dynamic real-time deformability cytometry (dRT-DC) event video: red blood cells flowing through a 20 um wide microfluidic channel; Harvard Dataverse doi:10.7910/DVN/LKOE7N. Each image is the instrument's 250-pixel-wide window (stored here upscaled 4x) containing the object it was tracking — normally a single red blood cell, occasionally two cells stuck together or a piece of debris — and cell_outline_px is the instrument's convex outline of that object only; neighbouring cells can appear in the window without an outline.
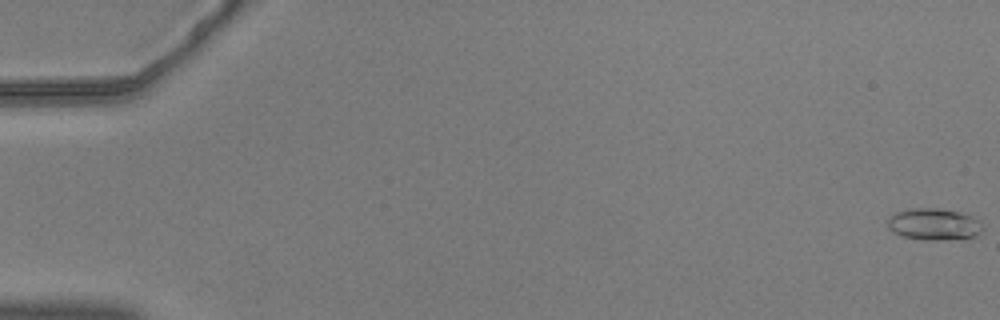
{"species": "common noctule bat (a hibernating species)", "species_latin": "Nyctalus noctula", "temperature_condition": "warm", "stored_images_in_passage": 8, "camera_frame_rate_fps": 3000, "um_per_image_px": 0.085, "animal": {"sex": "male", "body_mass_g": 20.5, "forearm_length_mm": 52.5}, "frame": {"image": 1, "passage_image": 1, "time_ms": 0.0, "image_size_px": [1000, 320], "cell_outline_px": [[980, 232], [972, 236], [936, 240], [924, 240], [904, 236], [888, 228], [888, 220], [896, 212], [916, 208], [936, 208], [960, 212], [972, 216], [980, 220]], "centroid_in_image_um": [79.37, 19.04], "position_along_channel_um": 5.6, "area_um2": 16.99}}